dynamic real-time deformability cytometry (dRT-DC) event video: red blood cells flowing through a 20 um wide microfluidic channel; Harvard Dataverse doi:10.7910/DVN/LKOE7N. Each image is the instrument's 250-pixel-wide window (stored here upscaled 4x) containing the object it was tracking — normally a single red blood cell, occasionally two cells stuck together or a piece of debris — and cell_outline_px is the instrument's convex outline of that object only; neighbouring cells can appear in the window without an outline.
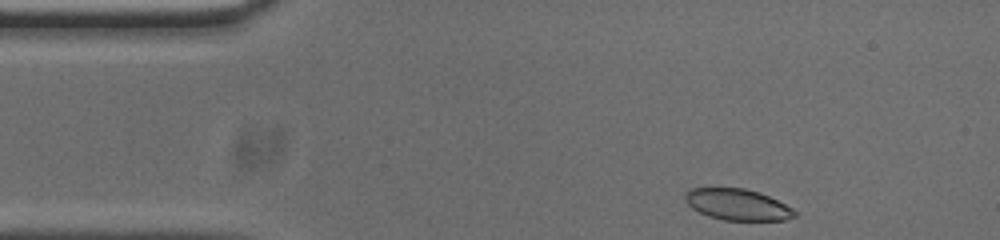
{"species": "common noctule bat (a hibernating species)", "species_latin": "Nyctalus noctula", "temperature_condition": "cold", "stored_images_in_passage": 47, "camera_frame_rate_fps": 3000, "um_per_image_px": 0.085, "animal": {"sex": "male", "body_mass_g": 20.0, "forearm_length_mm": 53.3}, "frame": {"image": 1, "passage_image": 1, "time_ms": 0.0, "image_size_px": [1000, 240], "cell_outline_px": [[796, 216], [784, 220], [724, 220], [708, 216], [692, 208], [684, 200], [684, 196], [692, 188], [744, 188], [768, 196], [792, 208], [796, 212]], "centroid_in_image_um": [62.67, 17.39], "position_along_channel_um": 22.3, "area_um2": 19.65}}
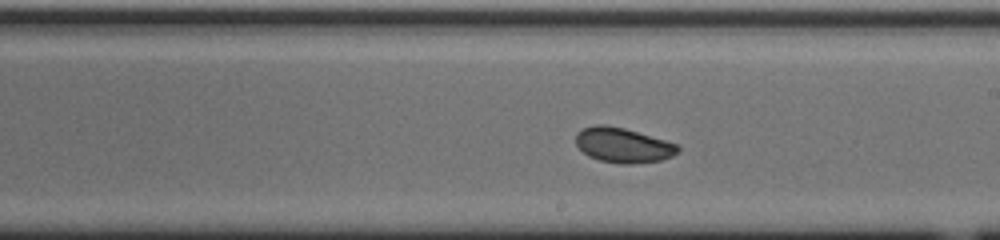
{"frame": {"image": 2, "passage_image": 23, "time_ms": 7.333, "image_size_px": [1000, 240], "cell_outline_px": [[680, 152], [672, 156], [660, 160], [632, 164], [620, 164], [600, 160], [588, 156], [576, 144], [576, 132], [584, 128], [596, 124], [604, 124], [624, 128], [664, 140], [676, 144], [680, 148]], "centroid_in_image_um": [52.95, 12.34], "position_along_channel_um": 236.1, "area_um2": 20.63}}
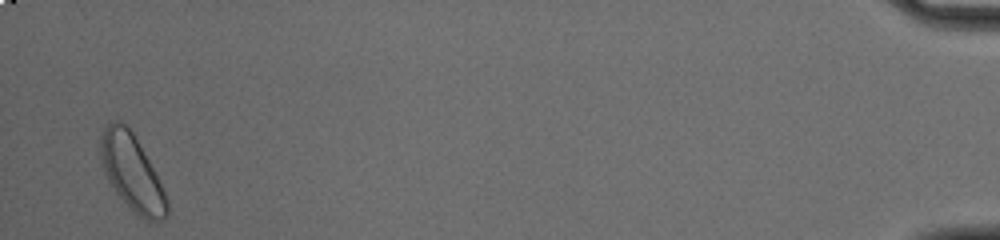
{"frame": {"image": 3, "passage_image": 46, "time_ms": 15.0, "image_size_px": [1000, 240], "cell_outline_px": [[168, 216], [160, 224], [148, 224], [116, 192], [104, 172], [100, 160], [100, 136], [104, 128], [108, 124], [116, 120], [120, 120], [132, 132], [148, 160], [168, 200]], "centroid_in_image_um": [11.23, 14.72], "position_along_channel_um": 424.0, "area_um2": 29.02}, "authors_computed_cell_mechanics": {"area_um2": 21.2126, "velocity_mm_per_s": 3.728, "shape_relaxation_time_tau1_ms": 2.088, "shape_relaxation_time_tau2_ms": 7.61, "deformation_change_tau1": 0.0476, "deformation_change_tau2": 0.0882}}